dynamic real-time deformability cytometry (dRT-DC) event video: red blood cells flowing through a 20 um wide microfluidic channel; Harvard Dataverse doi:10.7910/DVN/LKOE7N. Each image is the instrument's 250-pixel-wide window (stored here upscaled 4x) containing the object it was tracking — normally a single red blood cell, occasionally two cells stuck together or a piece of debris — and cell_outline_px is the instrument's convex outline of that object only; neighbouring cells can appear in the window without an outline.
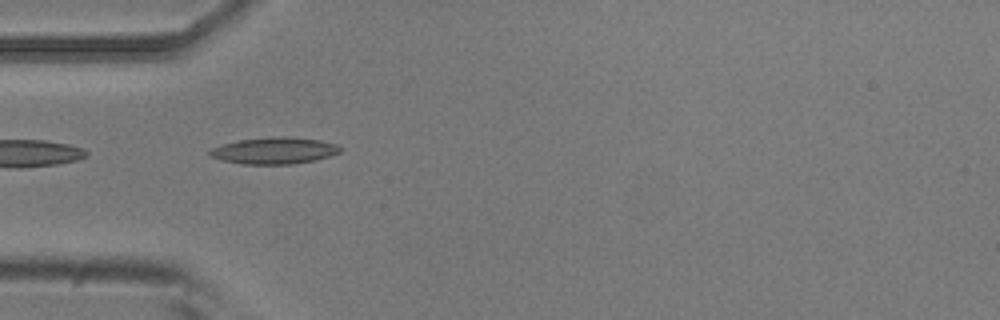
{"species": "common noctule bat (a hibernating species)", "species_latin": "Nyctalus noctula", "temperature_condition": "room temperature", "stored_images_in_passage": 4, "camera_frame_rate_fps": 3000, "um_per_image_px": 0.085, "animal": {"sex": "male", "body_mass_g": 20.5, "forearm_length_mm": 52.5}, "frame": {"image": 1, "passage_image": 3, "time_ms": 2.333, "image_size_px": [1000, 320], "cell_outline_px": [[344, 148], [340, 152], [316, 160], [292, 164], [240, 164], [208, 156], [208, 152], [212, 148], [236, 140], [272, 136], [284, 136], [320, 140], [336, 144]], "centroid_in_image_um": [23.32, 12.8], "position_along_channel_um": 61.7, "area_um2": 20.35}}
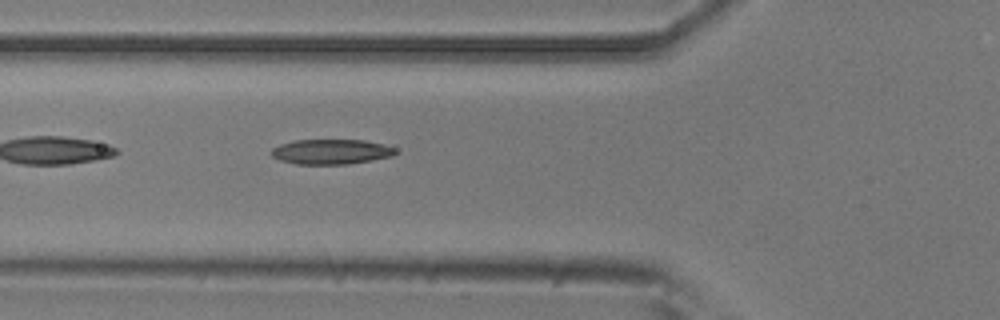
{"frame": {"image": 2, "passage_image": 4, "time_ms": 3.333, "image_size_px": [1000, 320], "cell_outline_px": [[396, 152], [392, 156], [372, 160], [348, 164], [296, 164], [280, 160], [272, 156], [272, 148], [280, 144], [296, 140], [364, 140], [384, 144], [396, 148]], "centroid_in_image_um": [28.16, 12.89], "position_along_channel_um": 97.6, "area_um2": 18.03}}